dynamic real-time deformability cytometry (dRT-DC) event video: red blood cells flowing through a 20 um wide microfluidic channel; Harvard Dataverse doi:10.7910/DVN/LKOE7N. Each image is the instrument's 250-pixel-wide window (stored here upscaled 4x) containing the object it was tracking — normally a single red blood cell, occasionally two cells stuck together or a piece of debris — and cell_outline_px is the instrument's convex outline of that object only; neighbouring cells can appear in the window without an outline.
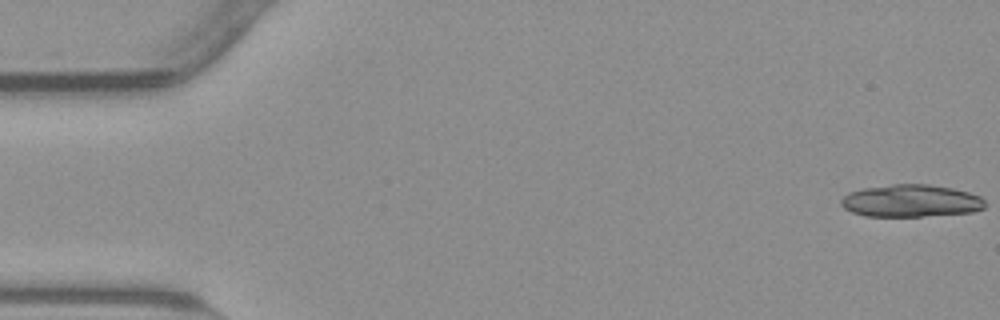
{"species": "common noctule bat (a hibernating species)", "species_latin": "Nyctalus noctula", "temperature_condition": "warm", "stored_images_in_passage": 19, "camera_frame_rate_fps": 3000, "um_per_image_px": 0.085, "animal": {"sex": "male", "body_mass_g": 23.1, "forearm_length_mm": 52.7}, "frame": {"image": 1, "passage_image": 1, "time_ms": 0.0, "image_size_px": [1000, 320], "cell_outline_px": [[984, 208], [972, 212], [920, 216], [864, 216], [852, 212], [844, 208], [840, 204], [840, 200], [848, 192], [864, 188], [892, 184], [928, 184], [952, 188], [968, 192], [980, 196], [984, 200]], "centroid_in_image_um": [77.4, 17.07], "position_along_channel_um": 7.6, "area_um2": 27.11}}